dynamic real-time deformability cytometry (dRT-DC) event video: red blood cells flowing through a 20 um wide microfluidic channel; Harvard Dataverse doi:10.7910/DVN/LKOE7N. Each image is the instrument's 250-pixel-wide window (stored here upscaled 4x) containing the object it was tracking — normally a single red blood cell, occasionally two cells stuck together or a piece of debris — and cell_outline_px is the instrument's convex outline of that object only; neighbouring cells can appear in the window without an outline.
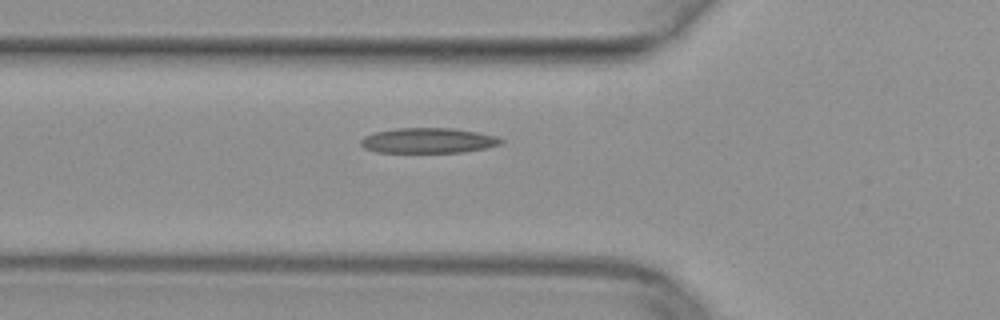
{"species": "common noctule bat (a hibernating species)", "species_latin": "Nyctalus noctula", "temperature_condition": "warm", "stored_images_in_passage": 37, "camera_frame_rate_fps": 3000, "um_per_image_px": 0.085, "animal": {"sex": "female", "body_mass_g": 29.2, "forearm_length_mm": 56.3}, "frame": {"image": 1, "passage_image": 7, "time_ms": 2.0, "image_size_px": [1000, 320], "cell_outline_px": [[504, 140], [500, 144], [488, 148], [460, 152], [376, 152], [364, 148], [360, 144], [360, 140], [364, 136], [376, 132], [396, 128], [452, 128], [476, 132], [496, 136]], "centroid_in_image_um": [36.38, 11.94], "position_along_channel_um": 89.4, "area_um2": 20.52}}
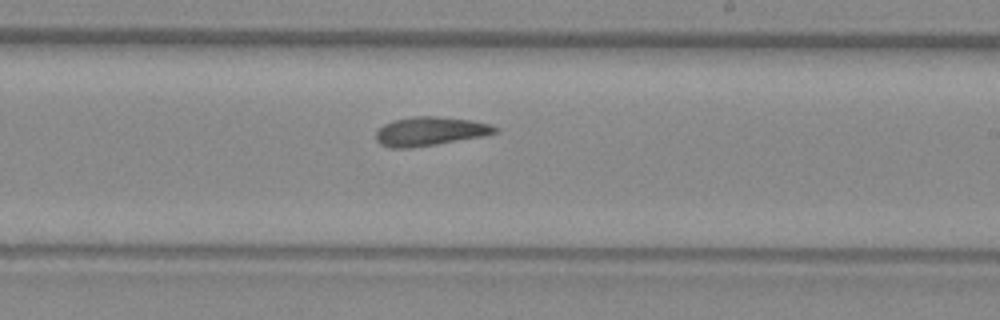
{"frame": {"image": 2, "passage_image": 19, "time_ms": 6.0, "image_size_px": [1000, 320], "cell_outline_px": [[496, 132], [484, 136], [436, 144], [408, 148], [392, 148], [380, 144], [376, 140], [376, 132], [384, 124], [392, 120], [412, 116], [436, 116], [472, 120], [492, 124], [496, 128]], "centroid_in_image_um": [36.53, 11.15], "position_along_channel_um": 252.5, "area_um2": 20.0}}
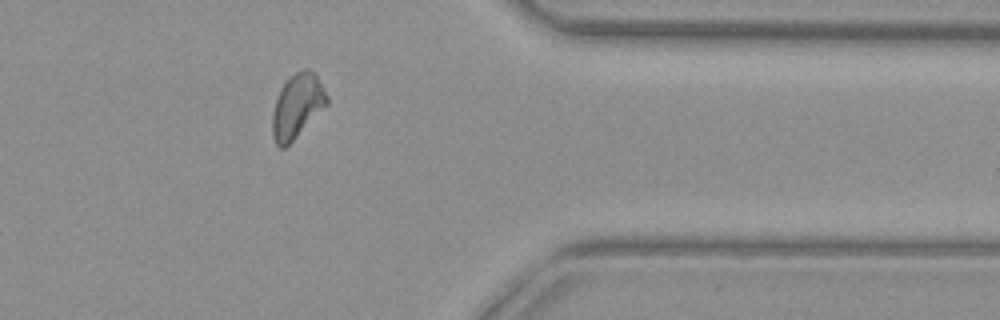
{"frame": {"image": 3, "passage_image": 30, "time_ms": 9.667, "image_size_px": [1000, 320], "cell_outline_px": [[328, 104], [284, 148], [280, 148], [276, 144], [272, 136], [272, 112], [280, 88], [296, 72], [304, 68], [308, 68], [316, 76], [324, 88], [328, 96]], "centroid_in_image_um": [25.25, 9.01], "position_along_channel_um": 386.2, "area_um2": 20.0}}